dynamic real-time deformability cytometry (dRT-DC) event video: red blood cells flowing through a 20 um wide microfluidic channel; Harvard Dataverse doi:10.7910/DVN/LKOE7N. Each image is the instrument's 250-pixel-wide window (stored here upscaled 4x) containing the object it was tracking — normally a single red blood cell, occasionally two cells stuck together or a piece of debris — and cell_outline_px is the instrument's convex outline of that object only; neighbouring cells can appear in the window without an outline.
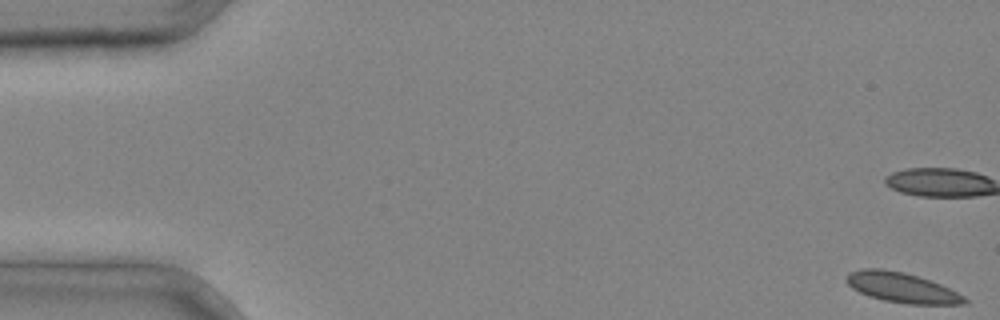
{"species": "common noctule bat (a hibernating species)", "species_latin": "Nyctalus noctula", "temperature_condition": "cold", "stored_images_in_passage": 4, "camera_frame_rate_fps": 3000, "um_per_image_px": 0.085, "animal": {"sex": "male", "body_mass_g": 20.4}, "frame": {"image": 1, "passage_image": 1, "time_ms": 0.0, "image_size_px": [1000, 320], "cell_outline_px": [[968, 304], [908, 304], [884, 300], [868, 296], [852, 288], [844, 280], [844, 276], [848, 272], [864, 268], [880, 268], [904, 272], [940, 284], [964, 296], [968, 300]], "centroid_in_image_um": [76.61, 24.44], "position_along_channel_um": 8.4, "area_um2": 20.63}}